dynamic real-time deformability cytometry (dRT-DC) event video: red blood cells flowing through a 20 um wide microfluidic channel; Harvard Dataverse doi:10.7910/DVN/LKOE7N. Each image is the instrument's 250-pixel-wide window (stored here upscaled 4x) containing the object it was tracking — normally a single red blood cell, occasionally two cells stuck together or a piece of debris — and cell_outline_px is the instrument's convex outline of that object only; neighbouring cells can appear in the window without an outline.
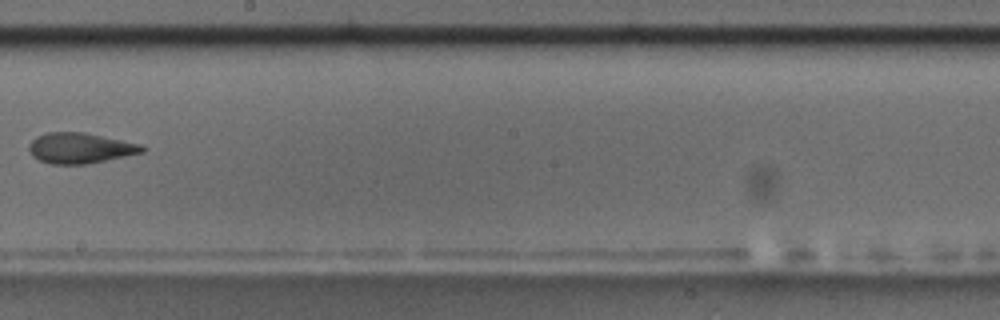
{"species": "common noctule bat (a hibernating species)", "species_latin": "Nyctalus noctula", "temperature_condition": "room temperature", "stored_images_in_passage": 15, "camera_frame_rate_fps": 3000, "um_per_image_px": 0.085, "animal": {"sex": "male", "body_mass_g": 17.5, "forearm_length_mm": 52.3}, "frame": {"image": 1, "passage_image": 9, "time_ms": 10.333, "image_size_px": [1000, 320], "cell_outline_px": [[148, 148], [144, 152], [84, 164], [52, 164], [40, 160], [32, 156], [28, 148], [28, 144], [36, 136], [48, 132], [84, 132], [144, 144]], "centroid_in_image_um": [6.83, 12.57], "position_along_channel_um": 241.4, "area_um2": 20.23}, "authors_computed_cell_mechanics": {"area_um2": 22.1374, "velocity_mm_per_s": 3.5549, "shape_relaxation_time_tau1_ms": null, "shape_relaxation_time_tau2_ms": 2.1247, "deformation_change_tau1": null, "deformation_change_tau2": 0.0758}}